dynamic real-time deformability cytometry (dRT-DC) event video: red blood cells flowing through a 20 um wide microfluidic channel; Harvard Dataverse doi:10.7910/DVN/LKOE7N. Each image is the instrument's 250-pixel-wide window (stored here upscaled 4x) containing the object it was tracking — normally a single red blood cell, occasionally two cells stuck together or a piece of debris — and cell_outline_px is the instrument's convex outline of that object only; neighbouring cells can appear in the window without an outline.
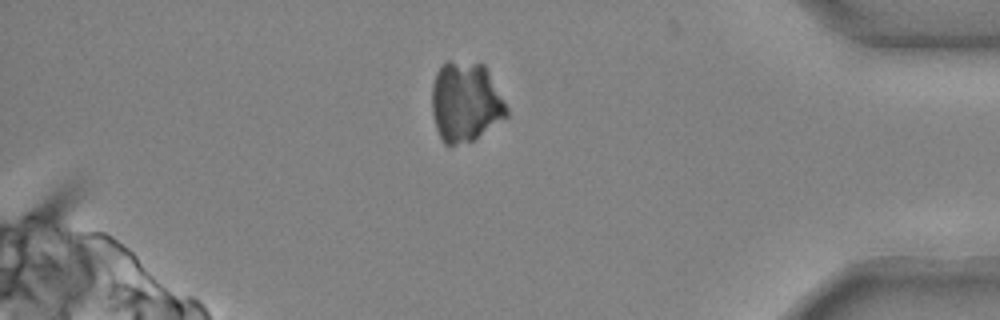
{"species": "common noctule bat (a hibernating species)", "species_latin": "Nyctalus noctula", "temperature_condition": "cold", "stored_images_in_passage": 35, "camera_frame_rate_fps": 3000, "um_per_image_px": 0.085, "animal": {"sex": "male", "body_mass_g": 20.4}, "frame": {"image": 1, "passage_image": 32, "time_ms": 10.333, "image_size_px": [1000, 320], "cell_outline_px": [[508, 116], [472, 140], [456, 144], [444, 144], [436, 128], [432, 112], [432, 84], [436, 72], [448, 60], [484, 64], [508, 108]], "centroid_in_image_um": [39.55, 8.65], "position_along_channel_um": 395.6, "area_um2": 34.51}}